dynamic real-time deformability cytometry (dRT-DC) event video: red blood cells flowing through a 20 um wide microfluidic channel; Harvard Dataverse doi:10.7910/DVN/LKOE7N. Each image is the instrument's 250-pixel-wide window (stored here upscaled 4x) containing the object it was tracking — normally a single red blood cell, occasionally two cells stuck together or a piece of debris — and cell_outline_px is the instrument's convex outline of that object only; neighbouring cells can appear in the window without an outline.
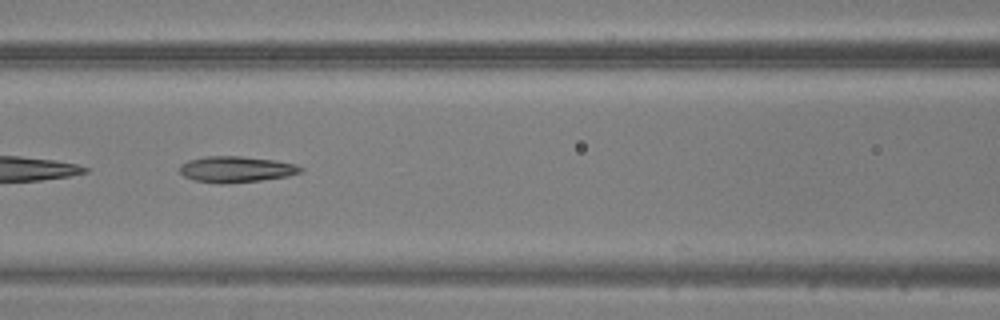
{"species": "common noctule bat (a hibernating species)", "species_latin": "Nyctalus noctula", "temperature_condition": "warm", "stored_images_in_passage": 37, "camera_frame_rate_fps": 3000, "um_per_image_px": 0.085, "animal": {"sex": "male", "body_mass_g": 20.5, "forearm_length_mm": 52.5}, "frame": {"image": 1, "passage_image": 11, "time_ms": 3.333, "image_size_px": [1000, 320], "cell_outline_px": [[304, 168], [300, 172], [288, 176], [260, 180], [220, 184], [196, 180], [184, 176], [180, 172], [180, 164], [188, 160], [204, 156], [240, 156], [272, 160], [296, 164]], "centroid_in_image_um": [20.05, 14.38], "position_along_channel_um": 146.6, "area_um2": 18.21}}